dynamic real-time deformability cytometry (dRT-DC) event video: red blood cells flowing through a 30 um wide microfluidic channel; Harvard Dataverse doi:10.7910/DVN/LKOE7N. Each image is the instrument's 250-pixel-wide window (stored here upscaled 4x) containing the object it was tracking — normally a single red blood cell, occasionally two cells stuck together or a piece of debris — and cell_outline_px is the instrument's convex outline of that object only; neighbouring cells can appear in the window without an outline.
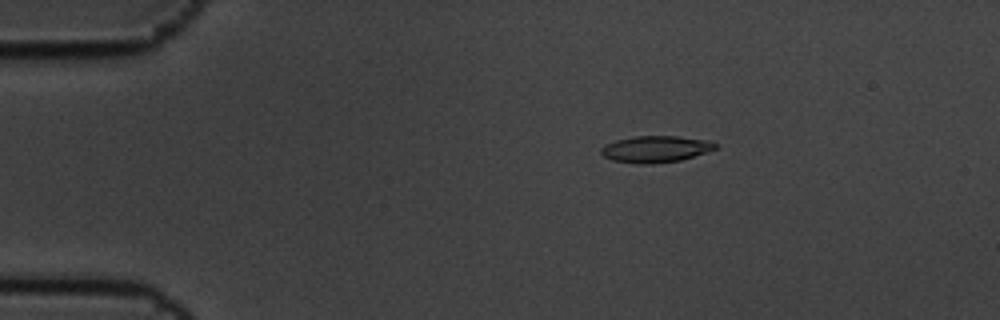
{"species": "common noctule bat (a hibernating species)", "species_latin": "Nyctalus noctula", "temperature_condition": "cold", "stored_images_in_passage": 4, "camera_frame_rate_fps": 3000, "um_per_image_px": 0.085, "animal": {"sex": "male", "body_mass_g": 19.5, "forearm_length_mm": 54.6}, "frame": {"image": 1, "passage_image": 2, "time_ms": 0.333, "image_size_px": [1000, 320], "cell_outline_px": [[716, 148], [680, 160], [652, 164], [636, 164], [612, 160], [604, 156], [600, 152], [600, 148], [604, 144], [616, 140], [636, 136], [676, 136], [708, 140], [716, 144]], "centroid_in_image_um": [55.65, 12.67], "position_along_channel_um": 29.3, "area_um2": 17.57}}